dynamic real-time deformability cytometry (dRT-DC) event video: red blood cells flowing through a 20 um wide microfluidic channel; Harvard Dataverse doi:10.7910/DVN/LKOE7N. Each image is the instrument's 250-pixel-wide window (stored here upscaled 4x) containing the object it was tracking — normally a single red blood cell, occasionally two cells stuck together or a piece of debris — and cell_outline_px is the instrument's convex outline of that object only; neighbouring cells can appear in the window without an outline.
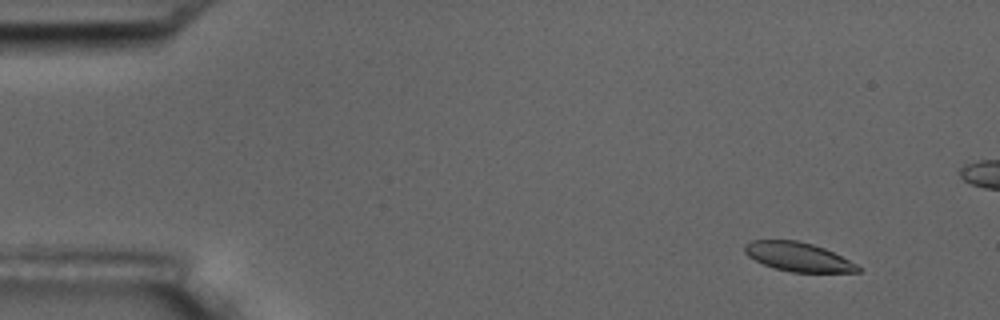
{"species": "common noctule bat (a hibernating species)", "species_latin": "Nyctalus noctula", "temperature_condition": "room temperature", "stored_images_in_passage": 10, "camera_frame_rate_fps": 3000, "um_per_image_px": 0.085, "animal": {"sex": "male", "body_mass_g": 17.5, "forearm_length_mm": 52.3}, "frame": {"image": 1, "passage_image": 2, "time_ms": 1.333, "image_size_px": [1000, 320], "cell_outline_px": [[860, 272], [792, 272], [776, 268], [764, 264], [748, 256], [744, 252], [744, 244], [752, 240], [796, 240], [812, 244], [824, 248], [856, 264], [860, 268]], "centroid_in_image_um": [67.81, 21.82], "position_along_channel_um": 17.2, "area_um2": 18.84}}
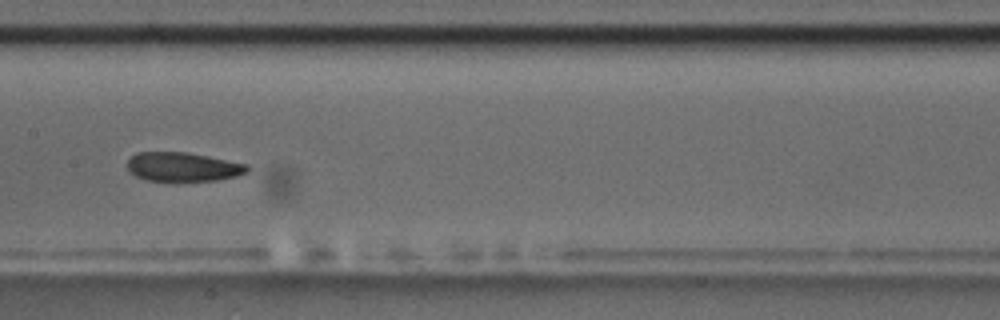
{"frame": {"image": 2, "passage_image": 9, "time_ms": 9.333, "image_size_px": [1000, 320], "cell_outline_px": [[248, 172], [236, 176], [216, 180], [180, 184], [176, 184], [144, 180], [128, 172], [128, 160], [136, 152], [188, 152], [248, 164]], "centroid_in_image_um": [15.52, 14.23], "position_along_channel_um": 191.9, "area_um2": 21.27}}
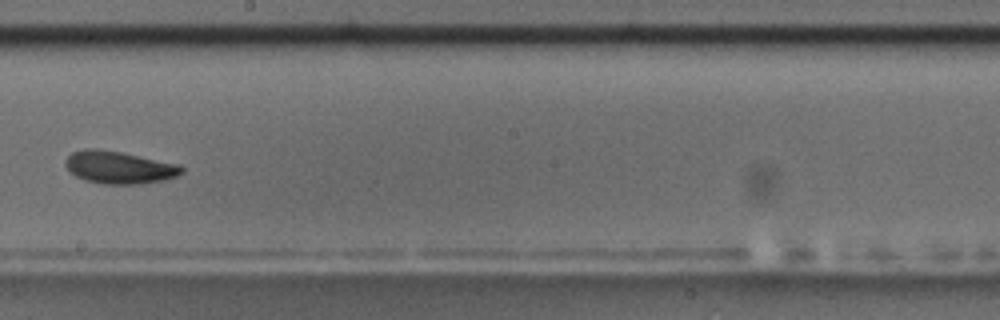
{"frame": {"image": 3, "passage_image": 10, "time_ms": 10.667, "image_size_px": [1000, 320], "cell_outline_px": [[184, 172], [176, 176], [164, 180], [140, 184], [104, 184], [84, 180], [76, 176], [64, 164], [64, 160], [72, 152], [84, 148], [96, 148], [120, 152], [180, 164], [184, 168]], "centroid_in_image_um": [10.13, 14.22], "position_along_channel_um": 238.1, "area_um2": 22.08}}